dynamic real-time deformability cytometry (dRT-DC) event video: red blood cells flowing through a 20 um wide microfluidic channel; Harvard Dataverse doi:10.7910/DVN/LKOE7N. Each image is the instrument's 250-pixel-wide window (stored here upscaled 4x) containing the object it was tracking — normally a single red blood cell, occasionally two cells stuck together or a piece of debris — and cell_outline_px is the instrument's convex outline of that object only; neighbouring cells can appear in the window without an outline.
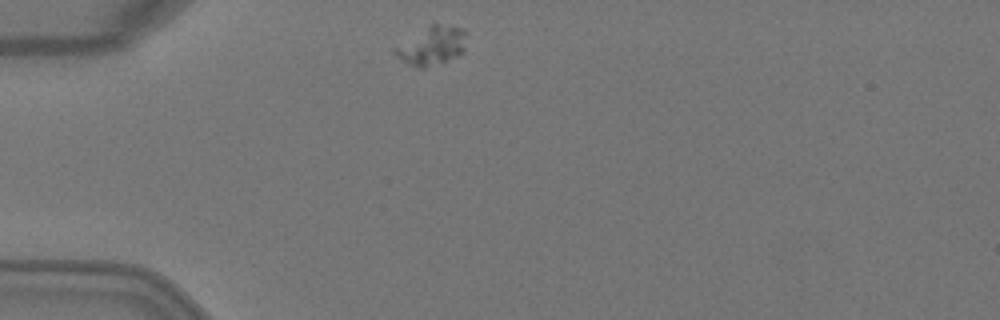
{"species": "Egyptian fruit bat (a non-hibernating species)", "species_latin": "Rousettus aegyptiacus", "temperature_condition": "warm", "stored_images_in_passage": 4, "camera_frame_rate_fps": 3000, "um_per_image_px": 0.085, "animal": {"sex": "female"}, "frame": {"image": 1, "passage_image": 1, "time_ms": 0.0, "image_size_px": [1000, 320], "cell_outline_px": [[464, 52], [448, 60], [424, 68], [416, 68], [408, 64], [396, 56], [392, 52], [392, 48], [432, 24], [436, 24], [464, 28]], "centroid_in_image_um": [36.67, 3.91], "position_along_channel_um": 48.3, "area_um2": 15.72}}
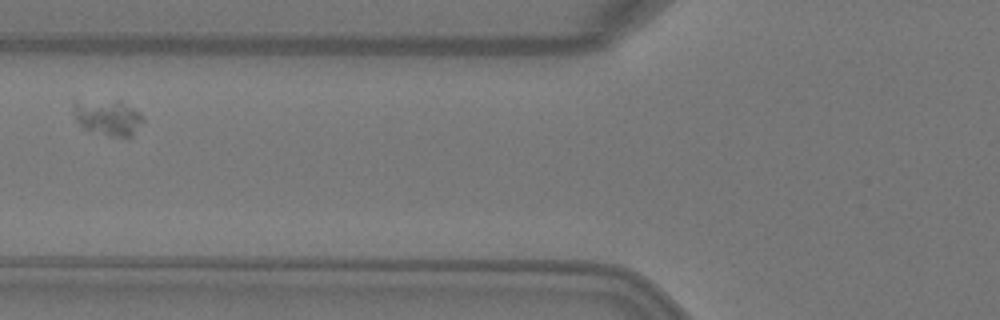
{"frame": {"image": 2, "passage_image": 3, "time_ms": 0.667, "image_size_px": [1000, 320], "cell_outline_px": [[144, 120], [132, 136], [112, 136], [84, 128], [76, 120], [72, 108], [72, 96], [120, 100], [144, 116]], "centroid_in_image_um": [9.06, 9.87], "position_along_channel_um": 116.7, "area_um2": 15.2}}
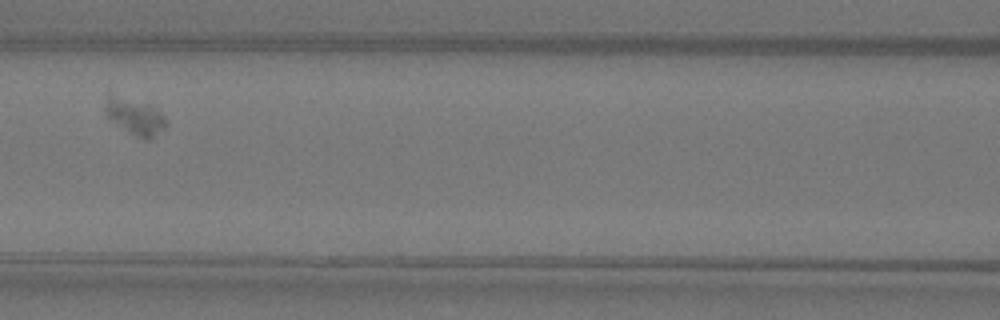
{"frame": {"image": 3, "passage_image": 4, "time_ms": 1.0, "image_size_px": [1000, 320], "cell_outline_px": [[168, 124], [164, 128], [148, 140], [144, 140], [124, 128], [112, 120], [108, 116], [104, 108], [104, 104], [108, 88], [152, 104], [164, 116]], "centroid_in_image_um": [11.41, 9.74], "position_along_channel_um": 155.2, "area_um2": 13.64}}